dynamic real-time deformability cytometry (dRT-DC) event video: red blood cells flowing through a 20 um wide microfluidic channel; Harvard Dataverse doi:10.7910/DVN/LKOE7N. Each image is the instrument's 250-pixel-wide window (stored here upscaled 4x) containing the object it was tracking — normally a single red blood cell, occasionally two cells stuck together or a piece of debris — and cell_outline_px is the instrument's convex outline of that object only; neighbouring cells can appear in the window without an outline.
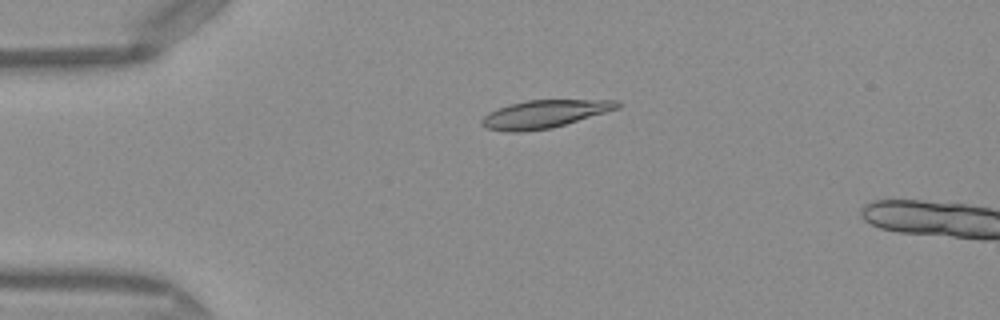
{"species": "Egyptian fruit bat (a non-hibernating species)", "species_latin": "Rousettus aegyptiacus", "temperature_condition": "warm", "stored_images_in_passage": 16, "camera_frame_rate_fps": 3000, "um_per_image_px": 0.085, "frame": {"image": 1, "passage_image": 12, "time_ms": 3.667, "image_size_px": [1000, 320], "cell_outline_px": [[624, 104], [620, 108], [552, 128], [520, 132], [508, 132], [484, 128], [480, 124], [480, 120], [488, 112], [508, 104], [528, 100], [620, 100]], "centroid_in_image_um": [46.27, 9.69], "position_along_channel_um": 38.7, "area_um2": 22.25}}